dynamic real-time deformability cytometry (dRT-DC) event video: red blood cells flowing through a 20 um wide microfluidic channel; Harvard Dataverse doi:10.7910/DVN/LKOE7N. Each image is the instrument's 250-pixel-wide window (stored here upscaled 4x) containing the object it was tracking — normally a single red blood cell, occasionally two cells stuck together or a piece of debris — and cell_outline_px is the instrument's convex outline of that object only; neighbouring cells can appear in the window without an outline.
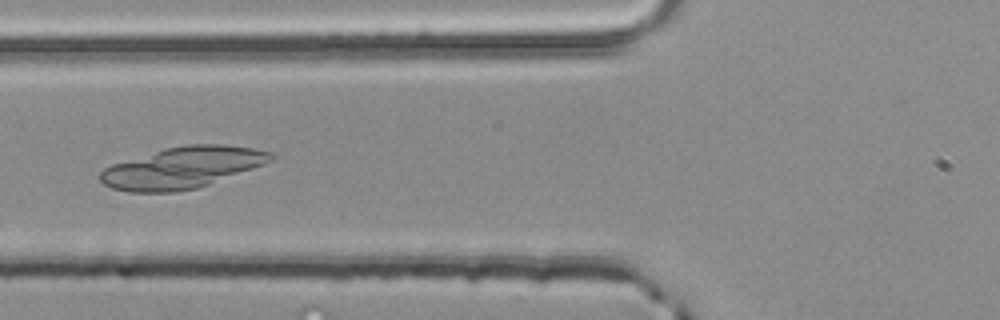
{"species": "common noctule bat (a hibernating species)", "species_latin": "Nyctalus noctula", "temperature_condition": "room temperature", "stored_images_in_passage": 51, "camera_frame_rate_fps": 3000, "um_per_image_px": 0.085, "animal": {"sex": "male", "body_mass_g": 20.4}, "frame": {"image": 1, "passage_image": 21, "time_ms": 6.667, "image_size_px": [1000, 320], "cell_outline_px": [[276, 156], [272, 160], [264, 164], [208, 184], [196, 188], [176, 192], [128, 192], [112, 188], [104, 184], [100, 180], [100, 172], [104, 168], [112, 164], [168, 148], [188, 144], [224, 144], [252, 148], [272, 152]], "centroid_in_image_um": [15.5, 14.25], "position_along_channel_um": 110.3, "area_um2": 40.63}}
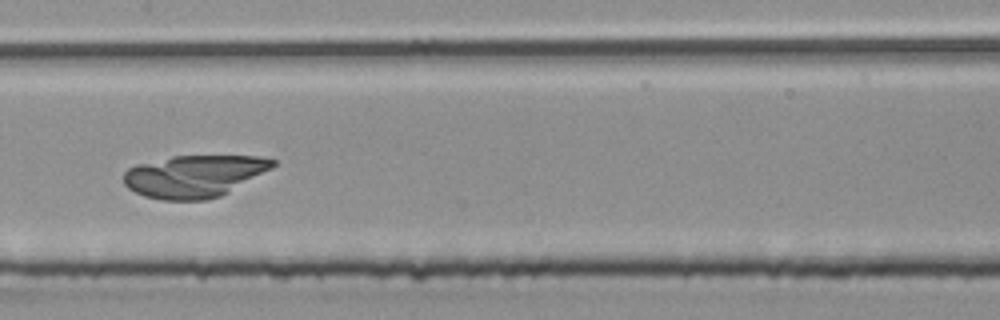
{"frame": {"image": 2, "passage_image": 27, "time_ms": 8.667, "image_size_px": [1000, 320], "cell_outline_px": [[276, 164], [272, 168], [228, 192], [220, 196], [208, 200], [160, 200], [144, 196], [128, 188], [124, 184], [124, 172], [128, 168], [136, 164], [172, 156], [260, 156], [276, 160]], "centroid_in_image_um": [16.49, 14.97], "position_along_channel_um": 190.9, "area_um2": 36.65}}
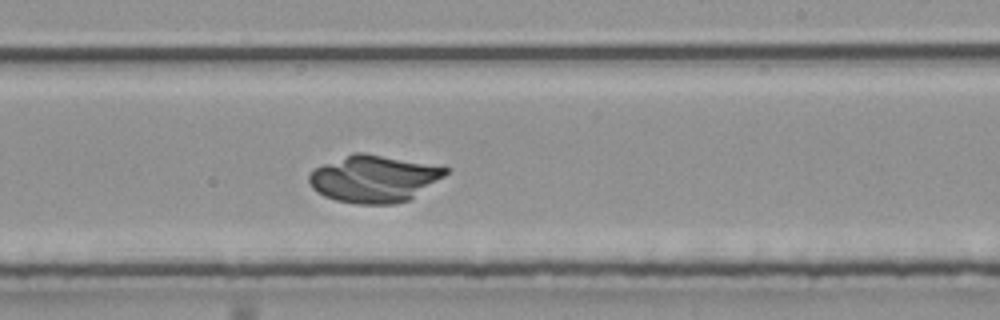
{"frame": {"image": 3, "passage_image": 32, "time_ms": 10.333, "image_size_px": [1000, 320], "cell_outline_px": [[452, 168], [444, 176], [408, 200], [396, 204], [356, 204], [336, 200], [324, 196], [316, 192], [312, 188], [308, 180], [308, 176], [312, 168], [352, 152], [364, 152], [444, 164]], "centroid_in_image_um": [31.82, 15.15], "position_along_channel_um": 257.2, "area_um2": 38.38}}